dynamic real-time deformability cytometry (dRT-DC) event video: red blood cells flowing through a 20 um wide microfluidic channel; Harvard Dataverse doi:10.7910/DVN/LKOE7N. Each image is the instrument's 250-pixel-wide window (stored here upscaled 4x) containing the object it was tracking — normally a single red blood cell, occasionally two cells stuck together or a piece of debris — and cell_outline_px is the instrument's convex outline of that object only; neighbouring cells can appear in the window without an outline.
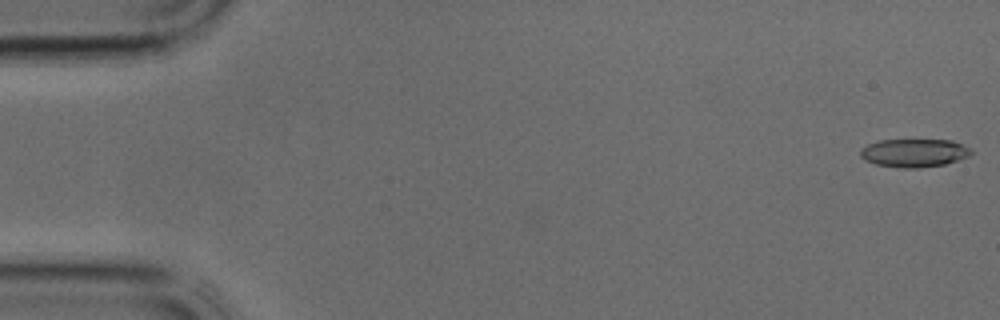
{"species": "common noctule bat (a hibernating species)", "species_latin": "Nyctalus noctula", "temperature_condition": "cold", "stored_images_in_passage": 39, "camera_frame_rate_fps": 3000, "um_per_image_px": 0.085, "animal": {"sex": "male", "body_mass_g": 17.9, "forearm_length_mm": 54.2}, "frame": {"image": 1, "passage_image": 1, "time_ms": 0.0, "image_size_px": [1000, 320], "cell_outline_px": [[972, 152], [968, 156], [944, 164], [916, 168], [900, 168], [876, 164], [864, 160], [860, 156], [860, 152], [868, 144], [880, 140], [952, 140], [968, 148]], "centroid_in_image_um": [77.66, 13.0], "position_along_channel_um": 7.3, "area_um2": 17.92}}
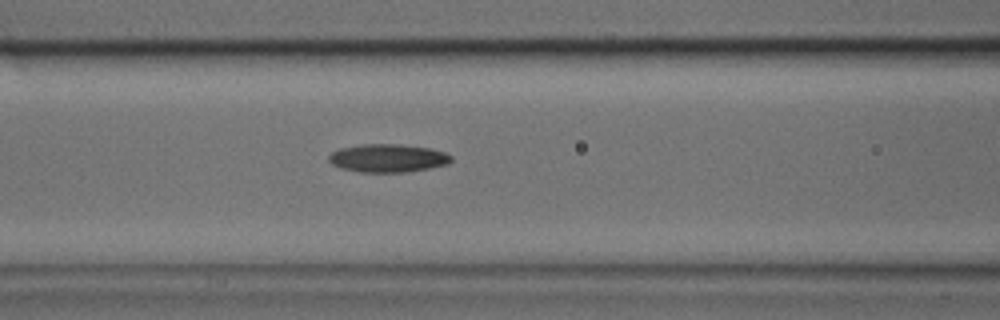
{"frame": {"image": 2, "passage_image": 16, "time_ms": 5.0, "image_size_px": [1000, 320], "cell_outline_px": [[452, 160], [448, 164], [408, 172], [360, 172], [340, 168], [332, 164], [328, 160], [328, 156], [332, 152], [340, 148], [360, 144], [400, 144], [432, 148], [444, 152], [452, 156]], "centroid_in_image_um": [32.96, 13.43], "position_along_channel_um": 133.6, "area_um2": 20.23}}
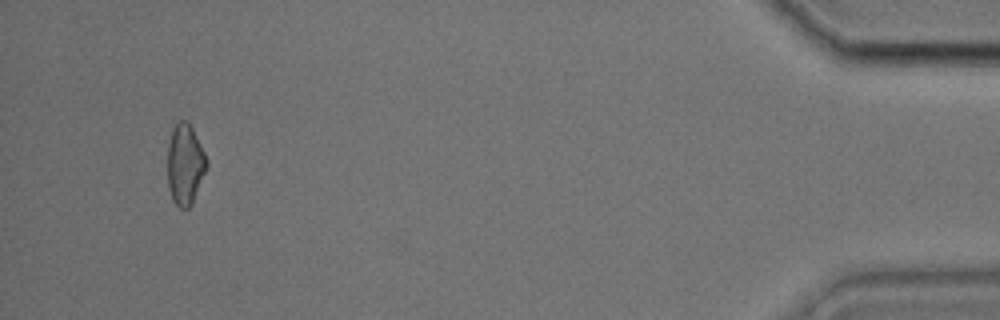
{"frame": {"image": 3, "passage_image": 37, "time_ms": 12.0, "image_size_px": [1000, 320], "cell_outline_px": [[208, 168], [192, 204], [188, 208], [180, 208], [172, 200], [168, 188], [168, 144], [172, 128], [180, 120], [188, 120], [208, 160]], "centroid_in_image_um": [15.74, 13.99], "position_along_channel_um": 419.5, "area_um2": 18.61}}